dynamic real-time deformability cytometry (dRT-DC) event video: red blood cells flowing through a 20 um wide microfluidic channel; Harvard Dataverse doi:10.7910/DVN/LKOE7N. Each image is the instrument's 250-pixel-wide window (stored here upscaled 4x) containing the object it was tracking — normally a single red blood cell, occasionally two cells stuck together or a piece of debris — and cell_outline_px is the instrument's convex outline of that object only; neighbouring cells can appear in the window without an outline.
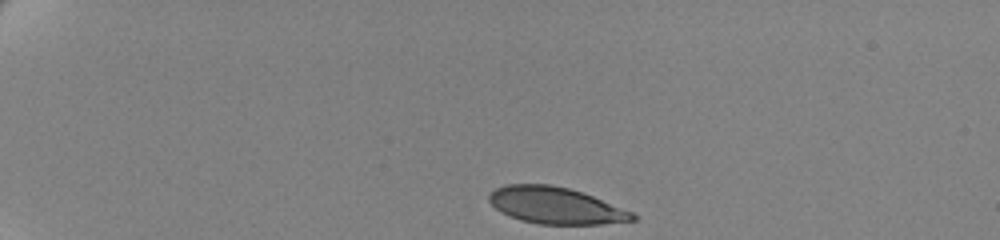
{"species": "human", "species_latin": "Homo sapiens", "temperature_condition": "cold", "stored_images_in_passage": 46, "camera_frame_rate_fps": 3000, "um_per_image_px": 0.085, "donor": {"sex": "female"}, "frame": {"image": 1, "passage_image": 1, "time_ms": 0.0, "image_size_px": [1000, 240], "cell_outline_px": [[636, 220], [600, 224], [540, 224], [520, 220], [500, 212], [488, 200], [488, 196], [496, 188], [508, 184], [548, 184], [568, 188], [592, 196], [632, 212], [636, 216]], "centroid_in_image_um": [47.2, 17.47], "position_along_channel_um": 37.8, "area_um2": 30.29}}
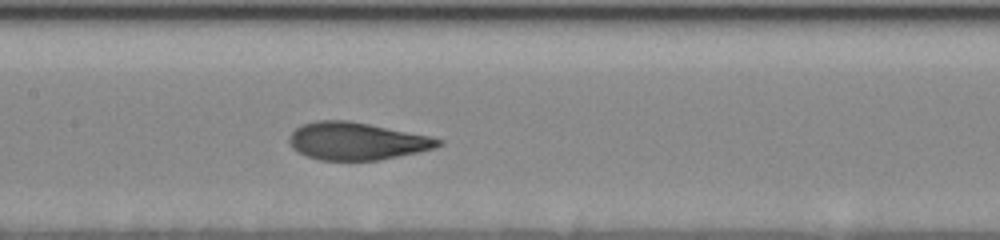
{"frame": {"image": 2, "passage_image": 20, "time_ms": 6.333, "image_size_px": [1000, 240], "cell_outline_px": [[444, 144], [420, 152], [380, 160], [320, 160], [308, 156], [292, 148], [288, 140], [288, 136], [300, 124], [316, 120], [348, 120], [428, 136], [444, 140]], "centroid_in_image_um": [30.29, 11.99], "position_along_channel_um": 177.1, "area_um2": 32.48}}
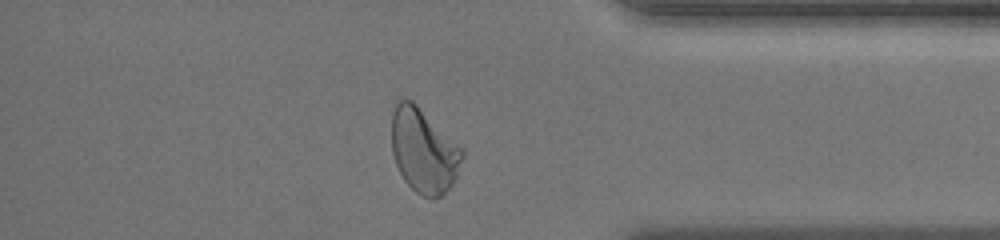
{"frame": {"image": 3, "passage_image": 40, "time_ms": 13.0, "image_size_px": [1000, 240], "cell_outline_px": [[464, 156], [456, 176], [452, 184], [440, 196], [420, 196], [404, 180], [396, 164], [392, 152], [392, 112], [396, 100], [400, 96], [412, 100], [464, 152]], "centroid_in_image_um": [35.96, 12.77], "position_along_channel_um": 399.2, "area_um2": 34.1}, "authors_computed_cell_mechanics": {"area_um2": 32.7148, "velocity_mm_per_s": 3.474, "shape_relaxation_time_tau1_ms": 5.0547, "shape_relaxation_time_tau2_ms": null, "deformation_change_tau1": 0.1775, "deformation_change_tau2": null}}